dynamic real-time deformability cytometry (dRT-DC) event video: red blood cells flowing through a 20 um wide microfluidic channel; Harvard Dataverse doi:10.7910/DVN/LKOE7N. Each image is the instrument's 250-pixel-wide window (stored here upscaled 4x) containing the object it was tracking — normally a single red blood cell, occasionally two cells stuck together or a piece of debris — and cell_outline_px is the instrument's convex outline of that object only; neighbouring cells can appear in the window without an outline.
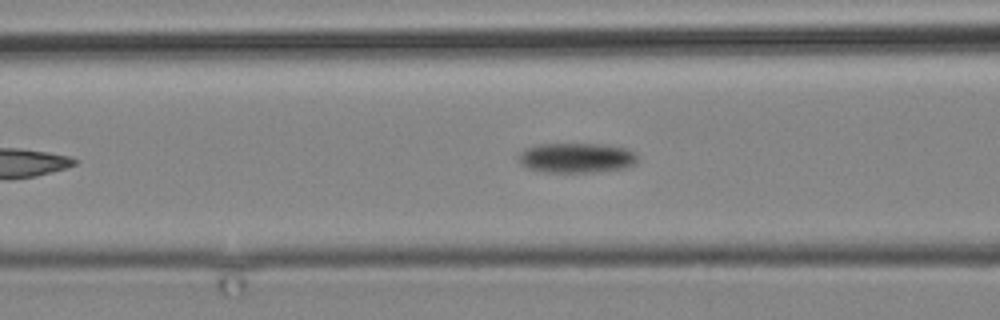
{"species": "common noctule bat (a hibernating species)", "species_latin": "Nyctalus noctula", "temperature_condition": "cold", "stored_images_in_passage": 6, "camera_frame_rate_fps": 3000, "um_per_image_px": 0.085, "animal": {"sex": "male", "body_mass_g": 19.2, "forearm_length_mm": 51.8}, "frame": {"image": 1, "passage_image": 6, "time_ms": 5.667, "image_size_px": [1000, 320], "cell_outline_px": [[636, 164], [624, 168], [592, 172], [544, 172], [528, 168], [520, 164], [516, 156], [524, 148], [536, 144], [600, 144], [624, 148], [632, 152], [636, 156]], "centroid_in_image_um": [48.91, 13.42], "position_along_channel_um": 117.7, "area_um2": 20.75}}